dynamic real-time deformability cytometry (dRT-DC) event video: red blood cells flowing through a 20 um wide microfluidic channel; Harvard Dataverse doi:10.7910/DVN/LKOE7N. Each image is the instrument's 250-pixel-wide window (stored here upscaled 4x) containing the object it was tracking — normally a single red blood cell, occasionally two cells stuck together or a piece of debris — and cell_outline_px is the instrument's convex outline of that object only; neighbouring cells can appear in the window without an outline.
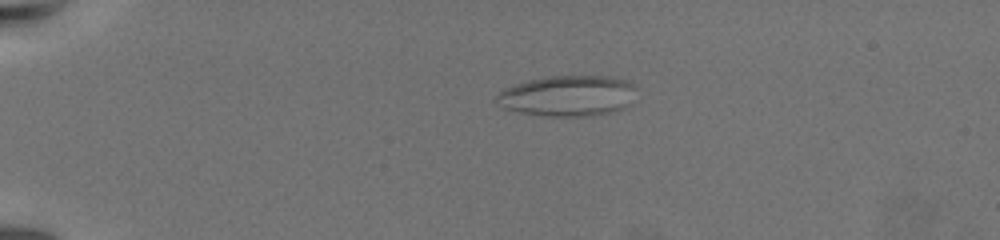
{"species": "common noctule bat (a hibernating species)", "species_latin": "Nyctalus noctula", "temperature_condition": "warm", "stored_images_in_passage": 53, "camera_frame_rate_fps": 3000, "um_per_image_px": 0.085, "animal": {"sex": "female", "body_mass_g": 19.5, "forearm_length_mm": 54.1}, "frame": {"image": 1, "passage_image": 1, "time_ms": 0.0, "image_size_px": [1000, 240], "cell_outline_px": [[628, 84], [616, 108], [604, 112], [572, 116], [556, 116], [524, 112], [508, 108], [496, 96], [500, 92], [516, 84], [548, 76], [604, 76], [624, 80]], "centroid_in_image_um": [48.02, 8.11], "position_along_channel_um": 37.0, "area_um2": 29.77}}
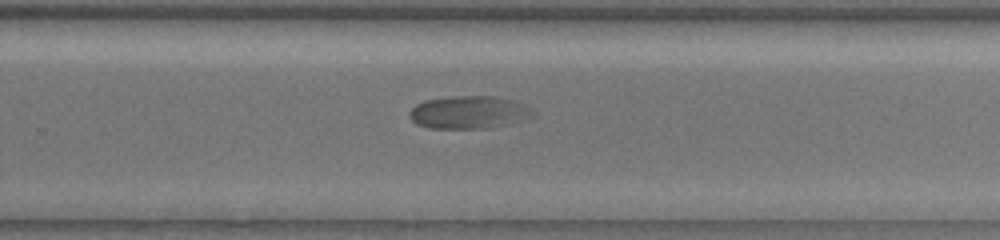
{"frame": {"image": 2, "passage_image": 32, "time_ms": 10.333, "image_size_px": [1000, 240], "cell_outline_px": [[532, 108], [528, 120], [488, 128], [428, 128], [416, 124], [412, 120], [412, 108], [416, 104], [424, 100], [452, 96], [496, 96], [512, 100], [524, 104]], "centroid_in_image_um": [39.87, 9.54], "position_along_channel_um": 289.9, "area_um2": 23.47}}
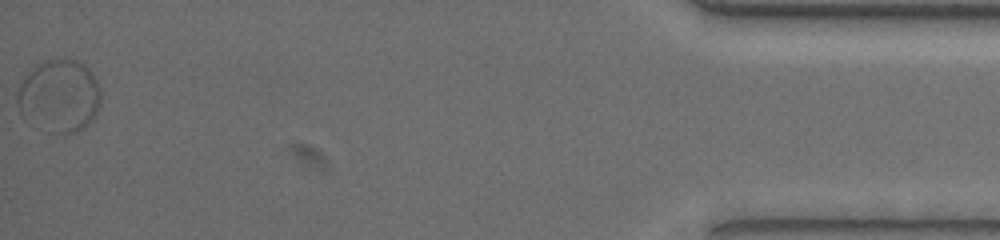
{"frame": {"image": 3, "passage_image": 53, "time_ms": 17.333, "image_size_px": [1000, 240], "cell_outline_px": [[100, 104], [96, 112], [84, 128], [76, 132], [48, 132], [20, 112], [16, 100], [20, 88], [28, 72], [36, 64], [44, 60], [64, 56], [76, 60], [84, 64], [92, 72], [100, 88]], "centroid_in_image_um": [5.07, 8.09], "position_along_channel_um": 430.1, "area_um2": 35.08}}